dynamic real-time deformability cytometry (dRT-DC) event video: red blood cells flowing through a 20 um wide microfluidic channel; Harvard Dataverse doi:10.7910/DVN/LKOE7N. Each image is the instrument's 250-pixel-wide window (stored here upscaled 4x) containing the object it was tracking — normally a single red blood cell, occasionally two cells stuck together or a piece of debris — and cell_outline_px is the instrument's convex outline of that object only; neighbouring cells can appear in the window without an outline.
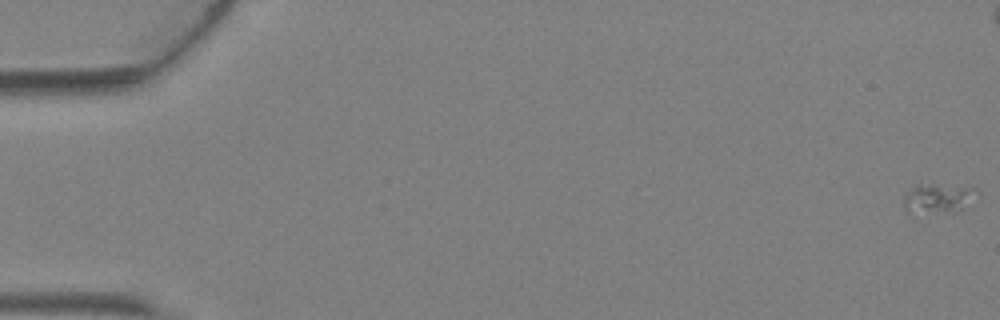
{"species": "Egyptian fruit bat (a non-hibernating species)", "species_latin": "Rousettus aegyptiacus", "temperature_condition": "warm", "stored_images_in_passage": 4, "camera_frame_rate_fps": 3000, "um_per_image_px": 0.085, "animal": {"sex": "female"}, "frame": {"image": 1, "passage_image": 1, "time_ms": 0.0, "image_size_px": [1000, 320], "cell_outline_px": [[972, 188], [964, 208], [956, 212], [908, 216], [904, 208], [904, 196], [916, 184], [932, 184]], "centroid_in_image_um": [79.5, 16.95], "position_along_channel_um": 5.5, "area_um2": 12.43}}